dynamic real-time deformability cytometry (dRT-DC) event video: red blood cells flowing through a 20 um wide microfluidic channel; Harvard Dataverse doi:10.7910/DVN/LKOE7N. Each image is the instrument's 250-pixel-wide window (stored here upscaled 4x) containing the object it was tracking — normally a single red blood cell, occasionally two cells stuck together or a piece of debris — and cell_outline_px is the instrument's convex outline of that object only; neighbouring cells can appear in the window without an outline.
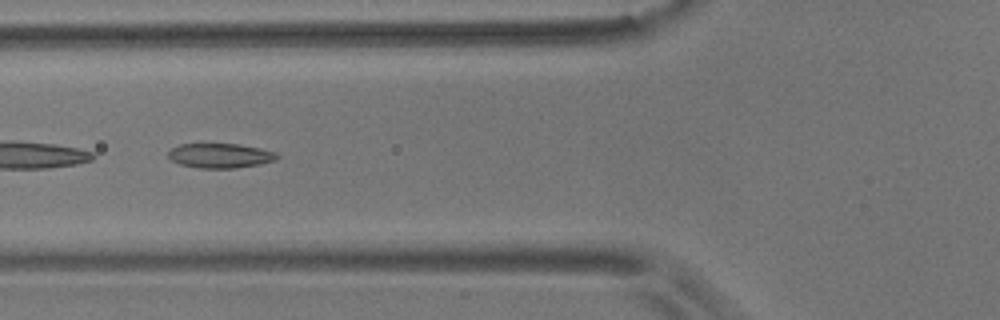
{"species": "common noctule bat (a hibernating species)", "species_latin": "Nyctalus noctula", "temperature_condition": "room temperature", "stored_images_in_passage": 20, "camera_frame_rate_fps": 3000, "um_per_image_px": 0.085, "animal": {"sex": "male", "body_mass_g": 17.9}, "frame": {"image": 1, "passage_image": 4, "time_ms": 1.0, "image_size_px": [1000, 320], "cell_outline_px": [[280, 156], [276, 160], [260, 164], [232, 168], [196, 168], [180, 164], [172, 160], [168, 156], [168, 152], [172, 148], [180, 144], [240, 144], [260, 148], [276, 152]], "centroid_in_image_um": [18.73, 13.23], "position_along_channel_um": 107.1, "area_um2": 15.61}}